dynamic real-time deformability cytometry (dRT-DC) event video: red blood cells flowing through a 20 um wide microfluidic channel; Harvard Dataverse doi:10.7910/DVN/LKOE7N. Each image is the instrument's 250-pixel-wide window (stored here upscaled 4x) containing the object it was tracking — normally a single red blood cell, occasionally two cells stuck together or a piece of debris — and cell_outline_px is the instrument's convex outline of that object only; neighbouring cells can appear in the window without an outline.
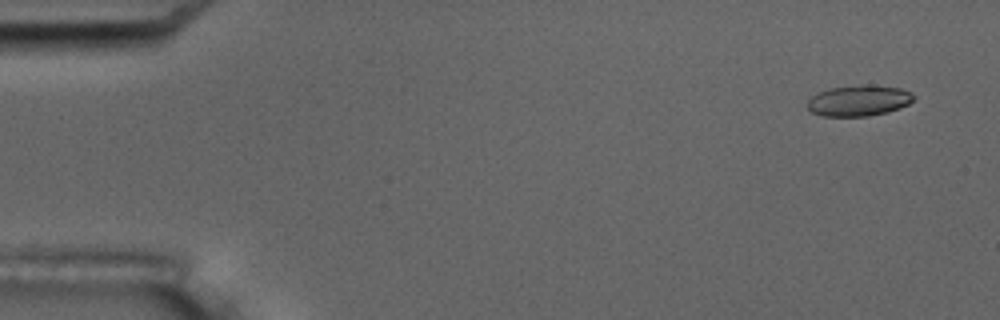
{"species": "common noctule bat (a hibernating species)", "species_latin": "Nyctalus noctula", "temperature_condition": "room temperature", "stored_images_in_passage": 5, "camera_frame_rate_fps": 3000, "um_per_image_px": 0.085, "animal": {"sex": "male", "body_mass_g": 17.5, "forearm_length_mm": 52.3}, "frame": {"image": 1, "passage_image": 1, "time_ms": 0.0, "image_size_px": [1000, 320], "cell_outline_px": [[916, 96], [908, 104], [900, 108], [888, 112], [868, 116], [820, 116], [812, 112], [808, 108], [808, 100], [812, 96], [820, 92], [832, 88], [868, 84], [900, 88], [912, 92]], "centroid_in_image_um": [73.03, 8.56], "position_along_channel_um": 12.0, "area_um2": 19.07}}